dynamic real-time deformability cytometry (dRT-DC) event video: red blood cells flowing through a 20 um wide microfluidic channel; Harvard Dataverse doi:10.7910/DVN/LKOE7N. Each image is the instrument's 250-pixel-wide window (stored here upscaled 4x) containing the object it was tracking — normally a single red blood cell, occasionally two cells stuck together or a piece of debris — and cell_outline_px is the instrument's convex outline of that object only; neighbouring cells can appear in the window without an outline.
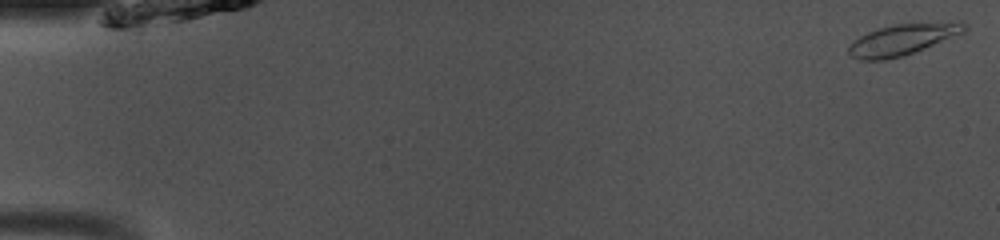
{"species": "common noctule bat (a hibernating species)", "species_latin": "Nyctalus noctula", "temperature_condition": "room temperature", "stored_images_in_passage": 7, "camera_frame_rate_fps": 3000, "um_per_image_px": 0.085, "animal": {"sex": "male", "body_mass_g": 13.0, "forearm_length_mm": 53.1}, "frame": {"image": 1, "passage_image": 1, "time_ms": 0.0, "image_size_px": [1000, 240], "cell_outline_px": [[968, 28], [964, 32], [912, 52], [900, 56], [884, 60], [860, 60], [852, 56], [848, 52], [848, 48], [860, 36], [868, 32], [880, 28], [896, 24], [960, 20], [964, 20], [968, 24]], "centroid_in_image_um": [76.8, 3.32], "position_along_channel_um": 8.2, "area_um2": 20.75}}